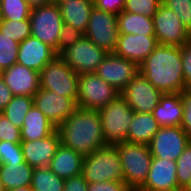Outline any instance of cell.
<instances>
[{
	"label": "cell",
	"instance_id": "obj_43",
	"mask_svg": "<svg viewBox=\"0 0 191 191\" xmlns=\"http://www.w3.org/2000/svg\"><path fill=\"white\" fill-rule=\"evenodd\" d=\"M88 182L82 174L65 179L64 191H87Z\"/></svg>",
	"mask_w": 191,
	"mask_h": 191
},
{
	"label": "cell",
	"instance_id": "obj_7",
	"mask_svg": "<svg viewBox=\"0 0 191 191\" xmlns=\"http://www.w3.org/2000/svg\"><path fill=\"white\" fill-rule=\"evenodd\" d=\"M29 19L31 35L52 47L57 53L63 25L58 3L32 8Z\"/></svg>",
	"mask_w": 191,
	"mask_h": 191
},
{
	"label": "cell",
	"instance_id": "obj_32",
	"mask_svg": "<svg viewBox=\"0 0 191 191\" xmlns=\"http://www.w3.org/2000/svg\"><path fill=\"white\" fill-rule=\"evenodd\" d=\"M0 31L14 41L21 43L31 35L30 19L28 18L21 21L1 19Z\"/></svg>",
	"mask_w": 191,
	"mask_h": 191
},
{
	"label": "cell",
	"instance_id": "obj_1",
	"mask_svg": "<svg viewBox=\"0 0 191 191\" xmlns=\"http://www.w3.org/2000/svg\"><path fill=\"white\" fill-rule=\"evenodd\" d=\"M139 72L160 92L182 93L185 85L181 47L158 44L139 65Z\"/></svg>",
	"mask_w": 191,
	"mask_h": 191
},
{
	"label": "cell",
	"instance_id": "obj_12",
	"mask_svg": "<svg viewBox=\"0 0 191 191\" xmlns=\"http://www.w3.org/2000/svg\"><path fill=\"white\" fill-rule=\"evenodd\" d=\"M190 142L181 126L159 127L149 144L153 157L176 161Z\"/></svg>",
	"mask_w": 191,
	"mask_h": 191
},
{
	"label": "cell",
	"instance_id": "obj_17",
	"mask_svg": "<svg viewBox=\"0 0 191 191\" xmlns=\"http://www.w3.org/2000/svg\"><path fill=\"white\" fill-rule=\"evenodd\" d=\"M157 45L156 36L119 34L113 54L133 61L139 66Z\"/></svg>",
	"mask_w": 191,
	"mask_h": 191
},
{
	"label": "cell",
	"instance_id": "obj_27",
	"mask_svg": "<svg viewBox=\"0 0 191 191\" xmlns=\"http://www.w3.org/2000/svg\"><path fill=\"white\" fill-rule=\"evenodd\" d=\"M34 168L27 162L14 164H0V177L6 191L31 185L32 172Z\"/></svg>",
	"mask_w": 191,
	"mask_h": 191
},
{
	"label": "cell",
	"instance_id": "obj_38",
	"mask_svg": "<svg viewBox=\"0 0 191 191\" xmlns=\"http://www.w3.org/2000/svg\"><path fill=\"white\" fill-rule=\"evenodd\" d=\"M0 141L21 143V129L13 125L9 119L0 114Z\"/></svg>",
	"mask_w": 191,
	"mask_h": 191
},
{
	"label": "cell",
	"instance_id": "obj_18",
	"mask_svg": "<svg viewBox=\"0 0 191 191\" xmlns=\"http://www.w3.org/2000/svg\"><path fill=\"white\" fill-rule=\"evenodd\" d=\"M14 96L33 97L40 88L39 72L15 63L0 72Z\"/></svg>",
	"mask_w": 191,
	"mask_h": 191
},
{
	"label": "cell",
	"instance_id": "obj_15",
	"mask_svg": "<svg viewBox=\"0 0 191 191\" xmlns=\"http://www.w3.org/2000/svg\"><path fill=\"white\" fill-rule=\"evenodd\" d=\"M33 105L36 106L47 119L57 128L77 107L76 102L69 97L60 96L54 91L39 88L33 96Z\"/></svg>",
	"mask_w": 191,
	"mask_h": 191
},
{
	"label": "cell",
	"instance_id": "obj_10",
	"mask_svg": "<svg viewBox=\"0 0 191 191\" xmlns=\"http://www.w3.org/2000/svg\"><path fill=\"white\" fill-rule=\"evenodd\" d=\"M108 53L85 35L73 46L65 49L60 57L79 75L95 72Z\"/></svg>",
	"mask_w": 191,
	"mask_h": 191
},
{
	"label": "cell",
	"instance_id": "obj_23",
	"mask_svg": "<svg viewBox=\"0 0 191 191\" xmlns=\"http://www.w3.org/2000/svg\"><path fill=\"white\" fill-rule=\"evenodd\" d=\"M63 18V23L72 25L85 33L91 11L94 7L92 0H60L57 2Z\"/></svg>",
	"mask_w": 191,
	"mask_h": 191
},
{
	"label": "cell",
	"instance_id": "obj_16",
	"mask_svg": "<svg viewBox=\"0 0 191 191\" xmlns=\"http://www.w3.org/2000/svg\"><path fill=\"white\" fill-rule=\"evenodd\" d=\"M176 161L153 157L145 183L137 191H183L177 181Z\"/></svg>",
	"mask_w": 191,
	"mask_h": 191
},
{
	"label": "cell",
	"instance_id": "obj_20",
	"mask_svg": "<svg viewBox=\"0 0 191 191\" xmlns=\"http://www.w3.org/2000/svg\"><path fill=\"white\" fill-rule=\"evenodd\" d=\"M56 56L57 53L52 47L30 35L19 43L17 63L40 72Z\"/></svg>",
	"mask_w": 191,
	"mask_h": 191
},
{
	"label": "cell",
	"instance_id": "obj_4",
	"mask_svg": "<svg viewBox=\"0 0 191 191\" xmlns=\"http://www.w3.org/2000/svg\"><path fill=\"white\" fill-rule=\"evenodd\" d=\"M115 146L123 167L124 182L132 190L137 191L145 183L151 167L153 156L150 147L126 141Z\"/></svg>",
	"mask_w": 191,
	"mask_h": 191
},
{
	"label": "cell",
	"instance_id": "obj_42",
	"mask_svg": "<svg viewBox=\"0 0 191 191\" xmlns=\"http://www.w3.org/2000/svg\"><path fill=\"white\" fill-rule=\"evenodd\" d=\"M97 9L118 15L123 11L126 0H92Z\"/></svg>",
	"mask_w": 191,
	"mask_h": 191
},
{
	"label": "cell",
	"instance_id": "obj_39",
	"mask_svg": "<svg viewBox=\"0 0 191 191\" xmlns=\"http://www.w3.org/2000/svg\"><path fill=\"white\" fill-rule=\"evenodd\" d=\"M87 191H132L124 181H100L88 183Z\"/></svg>",
	"mask_w": 191,
	"mask_h": 191
},
{
	"label": "cell",
	"instance_id": "obj_40",
	"mask_svg": "<svg viewBox=\"0 0 191 191\" xmlns=\"http://www.w3.org/2000/svg\"><path fill=\"white\" fill-rule=\"evenodd\" d=\"M182 102L184 110L181 127L191 141V89H187L182 92Z\"/></svg>",
	"mask_w": 191,
	"mask_h": 191
},
{
	"label": "cell",
	"instance_id": "obj_37",
	"mask_svg": "<svg viewBox=\"0 0 191 191\" xmlns=\"http://www.w3.org/2000/svg\"><path fill=\"white\" fill-rule=\"evenodd\" d=\"M84 33L77 30L72 25L63 23L57 48V55H60L65 49L73 46L83 37Z\"/></svg>",
	"mask_w": 191,
	"mask_h": 191
},
{
	"label": "cell",
	"instance_id": "obj_28",
	"mask_svg": "<svg viewBox=\"0 0 191 191\" xmlns=\"http://www.w3.org/2000/svg\"><path fill=\"white\" fill-rule=\"evenodd\" d=\"M65 179L54 174L48 167H37L32 172L33 191H64Z\"/></svg>",
	"mask_w": 191,
	"mask_h": 191
},
{
	"label": "cell",
	"instance_id": "obj_5",
	"mask_svg": "<svg viewBox=\"0 0 191 191\" xmlns=\"http://www.w3.org/2000/svg\"><path fill=\"white\" fill-rule=\"evenodd\" d=\"M103 137L107 145L125 142L135 111L119 94L109 104L99 110Z\"/></svg>",
	"mask_w": 191,
	"mask_h": 191
},
{
	"label": "cell",
	"instance_id": "obj_46",
	"mask_svg": "<svg viewBox=\"0 0 191 191\" xmlns=\"http://www.w3.org/2000/svg\"><path fill=\"white\" fill-rule=\"evenodd\" d=\"M9 191H33L31 185L28 186H20Z\"/></svg>",
	"mask_w": 191,
	"mask_h": 191
},
{
	"label": "cell",
	"instance_id": "obj_9",
	"mask_svg": "<svg viewBox=\"0 0 191 191\" xmlns=\"http://www.w3.org/2000/svg\"><path fill=\"white\" fill-rule=\"evenodd\" d=\"M84 35L107 53H113L119 37L117 15L94 6Z\"/></svg>",
	"mask_w": 191,
	"mask_h": 191
},
{
	"label": "cell",
	"instance_id": "obj_11",
	"mask_svg": "<svg viewBox=\"0 0 191 191\" xmlns=\"http://www.w3.org/2000/svg\"><path fill=\"white\" fill-rule=\"evenodd\" d=\"M152 19L158 44L181 47L191 40V33L181 23L176 13L163 4Z\"/></svg>",
	"mask_w": 191,
	"mask_h": 191
},
{
	"label": "cell",
	"instance_id": "obj_19",
	"mask_svg": "<svg viewBox=\"0 0 191 191\" xmlns=\"http://www.w3.org/2000/svg\"><path fill=\"white\" fill-rule=\"evenodd\" d=\"M60 134L56 129L51 135L40 140H22L21 148L27 162L31 167H49L60 145Z\"/></svg>",
	"mask_w": 191,
	"mask_h": 191
},
{
	"label": "cell",
	"instance_id": "obj_41",
	"mask_svg": "<svg viewBox=\"0 0 191 191\" xmlns=\"http://www.w3.org/2000/svg\"><path fill=\"white\" fill-rule=\"evenodd\" d=\"M181 56L185 85L191 89V40L181 46Z\"/></svg>",
	"mask_w": 191,
	"mask_h": 191
},
{
	"label": "cell",
	"instance_id": "obj_22",
	"mask_svg": "<svg viewBox=\"0 0 191 191\" xmlns=\"http://www.w3.org/2000/svg\"><path fill=\"white\" fill-rule=\"evenodd\" d=\"M84 155L71 148L60 145L49 164V169L62 179L81 174Z\"/></svg>",
	"mask_w": 191,
	"mask_h": 191
},
{
	"label": "cell",
	"instance_id": "obj_13",
	"mask_svg": "<svg viewBox=\"0 0 191 191\" xmlns=\"http://www.w3.org/2000/svg\"><path fill=\"white\" fill-rule=\"evenodd\" d=\"M120 94L135 112L152 113L163 93L139 72Z\"/></svg>",
	"mask_w": 191,
	"mask_h": 191
},
{
	"label": "cell",
	"instance_id": "obj_25",
	"mask_svg": "<svg viewBox=\"0 0 191 191\" xmlns=\"http://www.w3.org/2000/svg\"><path fill=\"white\" fill-rule=\"evenodd\" d=\"M159 127L152 113L135 112L129 126L126 142L149 145Z\"/></svg>",
	"mask_w": 191,
	"mask_h": 191
},
{
	"label": "cell",
	"instance_id": "obj_29",
	"mask_svg": "<svg viewBox=\"0 0 191 191\" xmlns=\"http://www.w3.org/2000/svg\"><path fill=\"white\" fill-rule=\"evenodd\" d=\"M32 106L33 97L13 96L12 100L7 104L2 113L13 125L21 129L24 118Z\"/></svg>",
	"mask_w": 191,
	"mask_h": 191
},
{
	"label": "cell",
	"instance_id": "obj_26",
	"mask_svg": "<svg viewBox=\"0 0 191 191\" xmlns=\"http://www.w3.org/2000/svg\"><path fill=\"white\" fill-rule=\"evenodd\" d=\"M117 20L119 34L155 36L152 17L121 11Z\"/></svg>",
	"mask_w": 191,
	"mask_h": 191
},
{
	"label": "cell",
	"instance_id": "obj_21",
	"mask_svg": "<svg viewBox=\"0 0 191 191\" xmlns=\"http://www.w3.org/2000/svg\"><path fill=\"white\" fill-rule=\"evenodd\" d=\"M183 110L182 93H166L161 95L152 115L160 127L181 126Z\"/></svg>",
	"mask_w": 191,
	"mask_h": 191
},
{
	"label": "cell",
	"instance_id": "obj_24",
	"mask_svg": "<svg viewBox=\"0 0 191 191\" xmlns=\"http://www.w3.org/2000/svg\"><path fill=\"white\" fill-rule=\"evenodd\" d=\"M57 128L36 107L32 106L26 114L21 128V139L40 140L51 135Z\"/></svg>",
	"mask_w": 191,
	"mask_h": 191
},
{
	"label": "cell",
	"instance_id": "obj_6",
	"mask_svg": "<svg viewBox=\"0 0 191 191\" xmlns=\"http://www.w3.org/2000/svg\"><path fill=\"white\" fill-rule=\"evenodd\" d=\"M78 77L79 74L57 55L39 72L40 88L54 91L77 102Z\"/></svg>",
	"mask_w": 191,
	"mask_h": 191
},
{
	"label": "cell",
	"instance_id": "obj_36",
	"mask_svg": "<svg viewBox=\"0 0 191 191\" xmlns=\"http://www.w3.org/2000/svg\"><path fill=\"white\" fill-rule=\"evenodd\" d=\"M162 4L174 11L191 33V0H162Z\"/></svg>",
	"mask_w": 191,
	"mask_h": 191
},
{
	"label": "cell",
	"instance_id": "obj_3",
	"mask_svg": "<svg viewBox=\"0 0 191 191\" xmlns=\"http://www.w3.org/2000/svg\"><path fill=\"white\" fill-rule=\"evenodd\" d=\"M81 174L88 183L124 181L117 147L106 145L84 156Z\"/></svg>",
	"mask_w": 191,
	"mask_h": 191
},
{
	"label": "cell",
	"instance_id": "obj_35",
	"mask_svg": "<svg viewBox=\"0 0 191 191\" xmlns=\"http://www.w3.org/2000/svg\"><path fill=\"white\" fill-rule=\"evenodd\" d=\"M25 158L20 143L0 141V164L23 163Z\"/></svg>",
	"mask_w": 191,
	"mask_h": 191
},
{
	"label": "cell",
	"instance_id": "obj_31",
	"mask_svg": "<svg viewBox=\"0 0 191 191\" xmlns=\"http://www.w3.org/2000/svg\"><path fill=\"white\" fill-rule=\"evenodd\" d=\"M19 43L0 31V72L17 63Z\"/></svg>",
	"mask_w": 191,
	"mask_h": 191
},
{
	"label": "cell",
	"instance_id": "obj_45",
	"mask_svg": "<svg viewBox=\"0 0 191 191\" xmlns=\"http://www.w3.org/2000/svg\"><path fill=\"white\" fill-rule=\"evenodd\" d=\"M31 8H36L53 3V0H26Z\"/></svg>",
	"mask_w": 191,
	"mask_h": 191
},
{
	"label": "cell",
	"instance_id": "obj_34",
	"mask_svg": "<svg viewBox=\"0 0 191 191\" xmlns=\"http://www.w3.org/2000/svg\"><path fill=\"white\" fill-rule=\"evenodd\" d=\"M161 4L162 0H126L123 11L153 17Z\"/></svg>",
	"mask_w": 191,
	"mask_h": 191
},
{
	"label": "cell",
	"instance_id": "obj_33",
	"mask_svg": "<svg viewBox=\"0 0 191 191\" xmlns=\"http://www.w3.org/2000/svg\"><path fill=\"white\" fill-rule=\"evenodd\" d=\"M176 165L178 185L183 190L191 180V141L176 160Z\"/></svg>",
	"mask_w": 191,
	"mask_h": 191
},
{
	"label": "cell",
	"instance_id": "obj_2",
	"mask_svg": "<svg viewBox=\"0 0 191 191\" xmlns=\"http://www.w3.org/2000/svg\"><path fill=\"white\" fill-rule=\"evenodd\" d=\"M60 142L86 156L106 146L99 111L77 106L58 127Z\"/></svg>",
	"mask_w": 191,
	"mask_h": 191
},
{
	"label": "cell",
	"instance_id": "obj_47",
	"mask_svg": "<svg viewBox=\"0 0 191 191\" xmlns=\"http://www.w3.org/2000/svg\"><path fill=\"white\" fill-rule=\"evenodd\" d=\"M0 191H6L5 186H4L3 182H2L1 177H0Z\"/></svg>",
	"mask_w": 191,
	"mask_h": 191
},
{
	"label": "cell",
	"instance_id": "obj_30",
	"mask_svg": "<svg viewBox=\"0 0 191 191\" xmlns=\"http://www.w3.org/2000/svg\"><path fill=\"white\" fill-rule=\"evenodd\" d=\"M31 9L26 0H0V19L25 20L30 17Z\"/></svg>",
	"mask_w": 191,
	"mask_h": 191
},
{
	"label": "cell",
	"instance_id": "obj_48",
	"mask_svg": "<svg viewBox=\"0 0 191 191\" xmlns=\"http://www.w3.org/2000/svg\"><path fill=\"white\" fill-rule=\"evenodd\" d=\"M183 191H191V180L189 184L183 189Z\"/></svg>",
	"mask_w": 191,
	"mask_h": 191
},
{
	"label": "cell",
	"instance_id": "obj_44",
	"mask_svg": "<svg viewBox=\"0 0 191 191\" xmlns=\"http://www.w3.org/2000/svg\"><path fill=\"white\" fill-rule=\"evenodd\" d=\"M13 94L9 87L5 84L3 77L0 74V112H2L7 104L12 100Z\"/></svg>",
	"mask_w": 191,
	"mask_h": 191
},
{
	"label": "cell",
	"instance_id": "obj_14",
	"mask_svg": "<svg viewBox=\"0 0 191 191\" xmlns=\"http://www.w3.org/2000/svg\"><path fill=\"white\" fill-rule=\"evenodd\" d=\"M95 73L121 93L139 73V66L133 61L108 53Z\"/></svg>",
	"mask_w": 191,
	"mask_h": 191
},
{
	"label": "cell",
	"instance_id": "obj_8",
	"mask_svg": "<svg viewBox=\"0 0 191 191\" xmlns=\"http://www.w3.org/2000/svg\"><path fill=\"white\" fill-rule=\"evenodd\" d=\"M77 87L76 104L86 109L99 110L120 94L95 72L80 74Z\"/></svg>",
	"mask_w": 191,
	"mask_h": 191
}]
</instances>
